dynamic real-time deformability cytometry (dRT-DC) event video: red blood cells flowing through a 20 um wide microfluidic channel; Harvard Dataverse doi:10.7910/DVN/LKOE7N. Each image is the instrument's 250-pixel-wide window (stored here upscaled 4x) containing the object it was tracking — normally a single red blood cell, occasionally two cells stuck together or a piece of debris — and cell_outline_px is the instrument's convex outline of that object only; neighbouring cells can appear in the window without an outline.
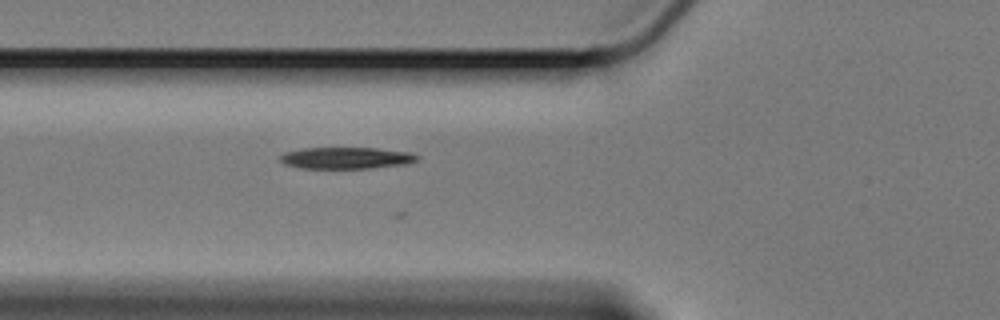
{"species": "Egyptian fruit bat (a non-hibernating species)", "species_latin": "Rousettus aegyptiacus", "temperature_condition": "cold", "stored_images_in_passage": 20, "camera_frame_rate_fps": 3000, "um_per_image_px": 0.085, "animal": {"sex": "female"}, "frame": {"image": 1, "passage_image": 4, "time_ms": 1.0, "image_size_px": [1000, 320], "cell_outline_px": [[420, 156], [416, 160], [408, 164], [372, 168], [300, 168], [284, 164], [280, 160], [280, 156], [284, 152], [304, 148], [376, 148], [412, 152]], "centroid_in_image_um": [29.46, 13.43], "position_along_channel_um": 96.3, "area_um2": 17.34}}
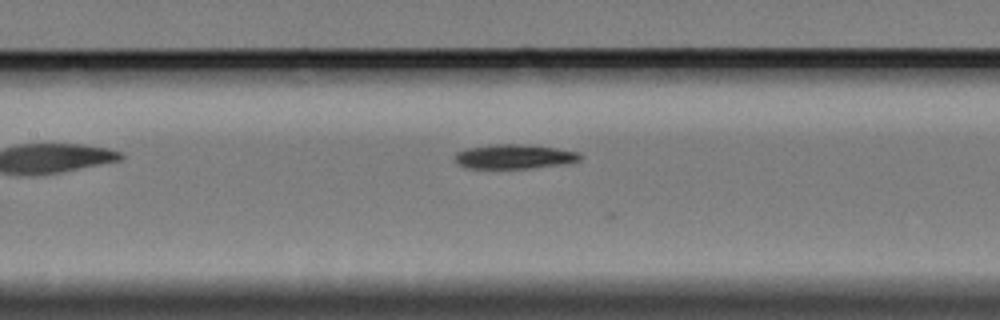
{"frame": {"image": 2, "passage_image": 10, "time_ms": 3.0, "image_size_px": [1000, 320], "cell_outline_px": [[584, 156], [580, 160], [572, 164], [528, 168], [468, 168], [456, 164], [456, 152], [468, 148], [492, 144], [520, 144], [556, 148], [580, 152]], "centroid_in_image_um": [43.79, 13.31], "position_along_channel_um": 163.6, "area_um2": 18.03}}
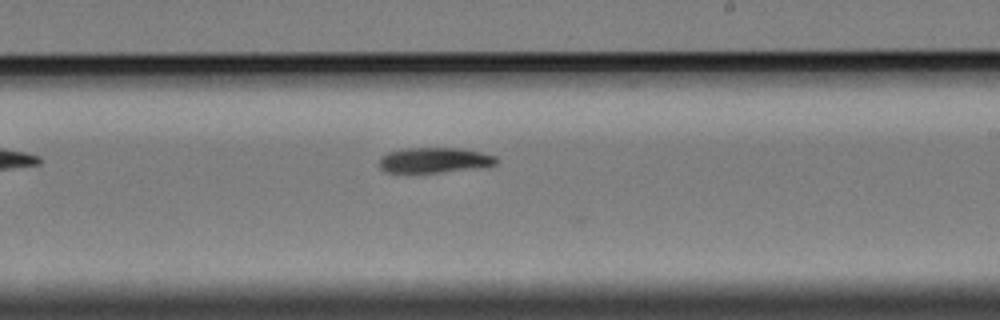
{"frame": {"image": 3, "passage_image": 18, "time_ms": 5.667, "image_size_px": [1000, 320], "cell_outline_px": [[500, 160], [496, 164], [476, 168], [440, 172], [384, 172], [380, 168], [380, 156], [388, 152], [400, 148], [464, 148], [496, 156]], "centroid_in_image_um": [36.92, 13.6], "position_along_channel_um": 252.1, "area_um2": 17.34}}